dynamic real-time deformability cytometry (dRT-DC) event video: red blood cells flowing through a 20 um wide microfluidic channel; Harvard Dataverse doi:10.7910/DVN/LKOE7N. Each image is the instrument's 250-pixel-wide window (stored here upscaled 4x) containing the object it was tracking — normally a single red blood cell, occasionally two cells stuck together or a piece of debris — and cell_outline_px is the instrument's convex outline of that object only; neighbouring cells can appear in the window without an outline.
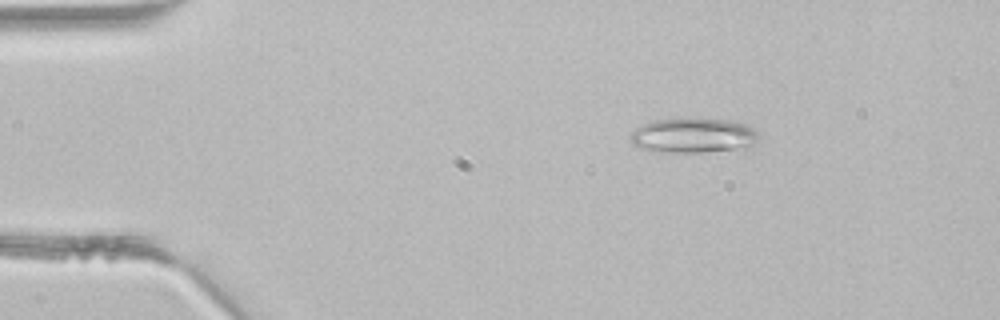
{"species": "common noctule bat (a hibernating species)", "species_latin": "Nyctalus noctula", "temperature_condition": "room temperature", "stored_images_in_passage": 2, "camera_frame_rate_fps": 3000, "um_per_image_px": 0.085, "animal": {"sex": "male", "body_mass_g": 21.5, "forearm_length_mm": 52.0}, "frame": {"image": 1, "passage_image": 2, "time_ms": 0.333, "image_size_px": [1000, 320], "cell_outline_px": [[760, 136], [744, 152], [660, 152], [640, 148], [632, 144], [632, 132], [640, 124], [652, 120], [732, 120], [744, 124], [752, 128]], "centroid_in_image_um": [59.0, 11.57], "position_along_channel_um": 26.0, "area_um2": 26.18}}